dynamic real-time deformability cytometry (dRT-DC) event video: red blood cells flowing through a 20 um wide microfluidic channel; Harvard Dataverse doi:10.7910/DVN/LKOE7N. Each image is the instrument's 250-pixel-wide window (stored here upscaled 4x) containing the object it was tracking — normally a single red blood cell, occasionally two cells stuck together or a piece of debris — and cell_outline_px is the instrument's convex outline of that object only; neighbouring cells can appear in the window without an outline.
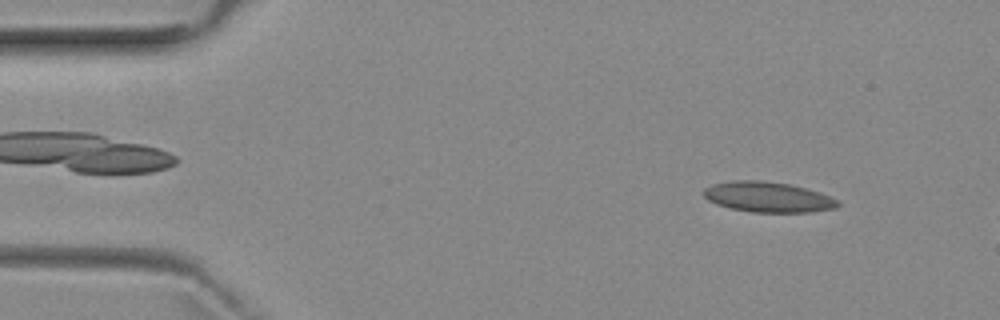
{"species": "common noctule bat (a hibernating species)", "species_latin": "Nyctalus noctula", "temperature_condition": "room temperature", "stored_images_in_passage": 2, "camera_frame_rate_fps": 3000, "um_per_image_px": 0.085, "animal": {"sex": "female", "body_mass_g": 29.2, "forearm_length_mm": 56.3}, "frame": {"image": 1, "passage_image": 1, "time_ms": 0.0, "image_size_px": [1000, 320], "cell_outline_px": [[840, 204], [836, 208], [812, 212], [752, 212], [732, 208], [716, 204], [708, 200], [704, 196], [704, 188], [712, 184], [732, 180], [760, 180], [788, 184], [804, 188], [840, 200]], "centroid_in_image_um": [65.26, 16.75], "position_along_channel_um": 19.7, "area_um2": 23.58}}